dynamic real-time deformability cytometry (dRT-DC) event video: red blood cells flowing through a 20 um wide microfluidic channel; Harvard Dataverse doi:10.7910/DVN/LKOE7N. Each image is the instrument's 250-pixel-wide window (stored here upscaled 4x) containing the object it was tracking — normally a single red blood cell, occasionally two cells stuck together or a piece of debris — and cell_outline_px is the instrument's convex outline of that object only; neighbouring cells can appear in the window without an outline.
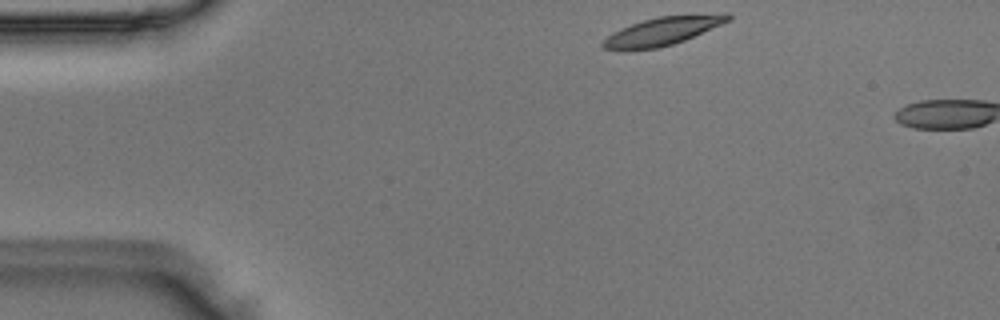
{"species": "Egyptian fruit bat (a non-hibernating species)", "species_latin": "Rousettus aegyptiacus", "temperature_condition": "room temperature", "stored_images_in_passage": 3, "camera_frame_rate_fps": 3000, "um_per_image_px": 0.085, "animal": {"sex": "male"}, "frame": {"image": 1, "passage_image": 1, "time_ms": 0.0, "image_size_px": [1000, 320], "cell_outline_px": [[732, 20], [684, 40], [672, 44], [656, 48], [620, 52], [604, 48], [600, 44], [612, 32], [620, 28], [656, 16], [724, 12], [728, 12], [732, 16]], "centroid_in_image_um": [56.34, 2.64], "position_along_channel_um": 28.7, "area_um2": 21.1}}